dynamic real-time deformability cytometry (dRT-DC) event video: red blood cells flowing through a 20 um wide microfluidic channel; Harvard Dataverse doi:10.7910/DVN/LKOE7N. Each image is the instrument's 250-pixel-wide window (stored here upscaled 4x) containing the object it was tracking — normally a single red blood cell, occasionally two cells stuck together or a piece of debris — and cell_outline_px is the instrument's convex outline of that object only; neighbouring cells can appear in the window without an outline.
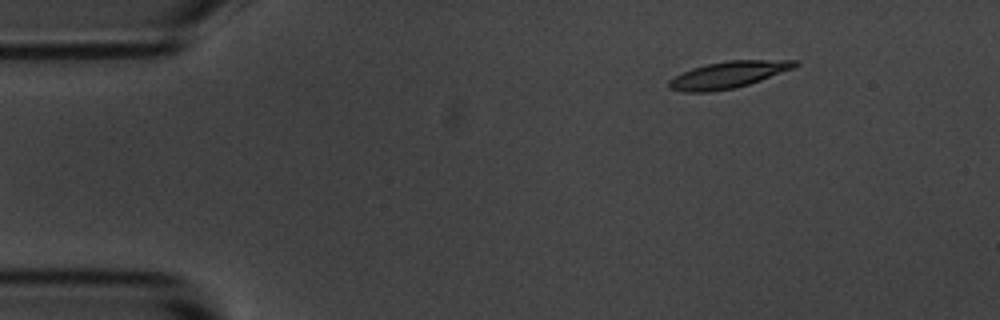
{"species": "common noctule bat (a hibernating species)", "species_latin": "Nyctalus noctula", "temperature_condition": "room temperature", "stored_images_in_passage": 6, "camera_frame_rate_fps": 3000, "um_per_image_px": 0.085, "animal": {"sex": "male", "body_mass_g": 20.1, "forearm_length_mm": 53.5}, "frame": {"image": 1, "passage_image": 2, "time_ms": 1.333, "image_size_px": [1000, 320], "cell_outline_px": [[800, 64], [792, 68], [760, 80], [748, 84], [732, 88], [712, 92], [684, 92], [668, 88], [668, 80], [692, 68], [708, 64], [728, 60], [800, 60]], "centroid_in_image_um": [61.88, 6.35], "position_along_channel_um": 23.1, "area_um2": 19.36}}
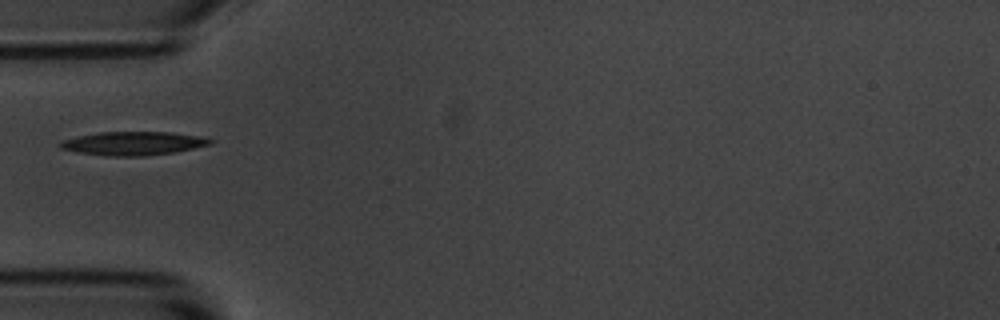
{"frame": {"image": 2, "passage_image": 5, "time_ms": 4.667, "image_size_px": [1000, 320], "cell_outline_px": [[212, 144], [176, 152], [144, 156], [112, 156], [76, 152], [60, 148], [60, 140], [76, 136], [100, 132], [168, 132], [204, 136], [212, 140]], "centroid_in_image_um": [11.33, 12.18], "position_along_channel_um": 73.7, "area_um2": 20.69}}